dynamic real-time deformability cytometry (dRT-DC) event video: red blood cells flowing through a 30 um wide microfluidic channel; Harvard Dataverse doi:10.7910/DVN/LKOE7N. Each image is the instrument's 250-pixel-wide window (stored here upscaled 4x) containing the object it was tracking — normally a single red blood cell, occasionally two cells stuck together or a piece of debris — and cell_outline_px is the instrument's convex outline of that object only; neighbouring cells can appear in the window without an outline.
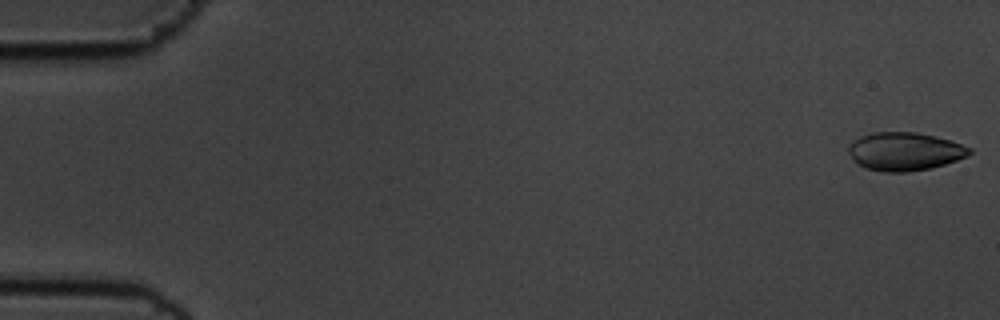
{"species": "common noctule bat (a hibernating species)", "species_latin": "Nyctalus noctula", "temperature_condition": "cold", "stored_images_in_passage": 57, "camera_frame_rate_fps": 3000, "um_per_image_px": 0.085, "animal": {"sex": "male", "body_mass_g": 19.5, "forearm_length_mm": 54.6}, "frame": {"image": 1, "passage_image": 1, "time_ms": 0.0, "image_size_px": [1000, 320], "cell_outline_px": [[972, 152], [968, 156], [932, 168], [908, 172], [884, 172], [864, 168], [856, 164], [848, 152], [848, 148], [852, 140], [860, 136], [872, 132], [916, 132], [936, 136], [972, 148]], "centroid_in_image_um": [76.87, 12.88], "position_along_channel_um": 8.1, "area_um2": 27.17}}
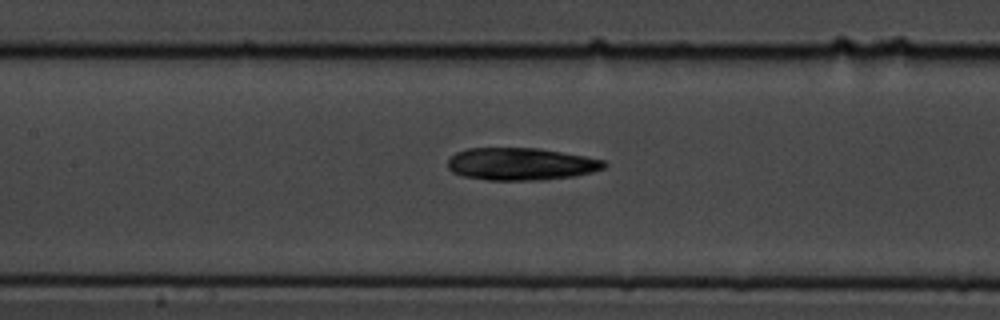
{"frame": {"image": 2, "passage_image": 26, "time_ms": 8.333, "image_size_px": [1000, 320], "cell_outline_px": [[608, 164], [604, 168], [592, 172], [576, 176], [540, 180], [488, 180], [460, 176], [452, 172], [448, 168], [448, 160], [456, 152], [468, 148], [540, 148], [584, 156], [604, 160]], "centroid_in_image_um": [44.27, 13.94], "position_along_channel_um": 163.1, "area_um2": 29.71}}
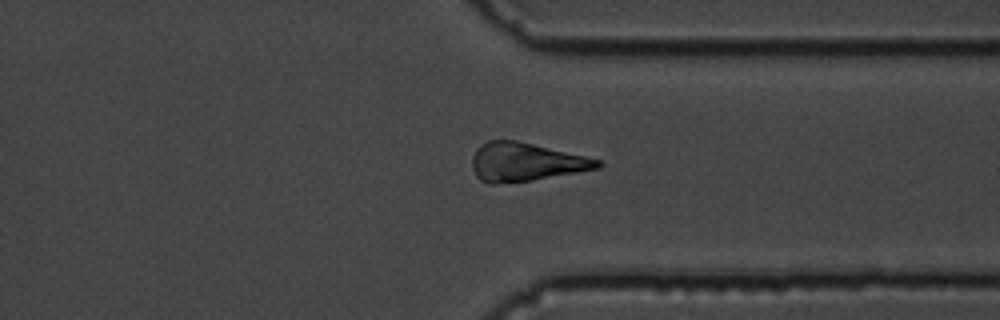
{"frame": {"image": 3, "passage_image": 43, "time_ms": 14.0, "image_size_px": [1000, 320], "cell_outline_px": [[604, 164], [600, 168], [532, 180], [492, 184], [488, 184], [480, 180], [476, 176], [472, 168], [472, 156], [476, 148], [480, 144], [488, 140], [516, 140], [584, 156], [600, 160]], "centroid_in_image_um": [44.64, 13.77], "position_along_channel_um": 366.8, "area_um2": 28.03}}